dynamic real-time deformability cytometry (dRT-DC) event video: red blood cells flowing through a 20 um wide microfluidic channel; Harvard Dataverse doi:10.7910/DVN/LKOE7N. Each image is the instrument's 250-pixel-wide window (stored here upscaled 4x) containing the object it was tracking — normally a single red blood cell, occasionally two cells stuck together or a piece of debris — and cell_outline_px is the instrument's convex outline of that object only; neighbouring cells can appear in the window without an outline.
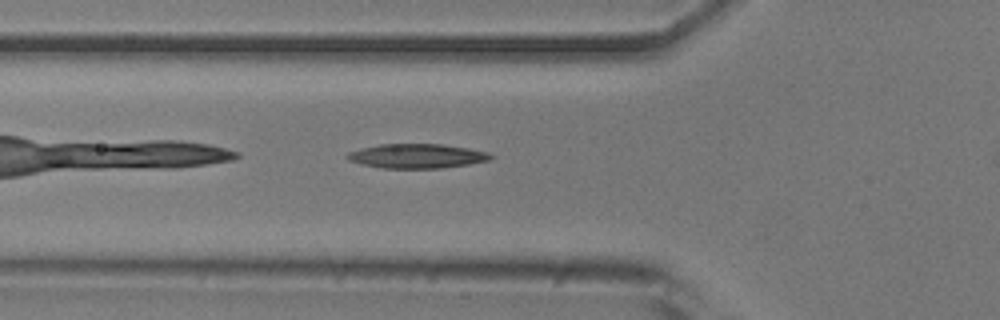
{"species": "common noctule bat (a hibernating species)", "species_latin": "Nyctalus noctula", "temperature_condition": "room temperature", "stored_images_in_passage": 38, "camera_frame_rate_fps": 3000, "um_per_image_px": 0.085, "animal": {"sex": "male", "body_mass_g": 20.5, "forearm_length_mm": 52.5}, "frame": {"image": 1, "passage_image": 10, "time_ms": 3.0, "image_size_px": [1000, 320], "cell_outline_px": [[496, 156], [488, 160], [468, 164], [440, 168], [380, 168], [360, 164], [348, 160], [344, 156], [348, 152], [360, 148], [380, 144], [444, 144], [468, 148], [488, 152]], "centroid_in_image_um": [35.4, 13.26], "position_along_channel_um": 90.4, "area_um2": 20.52}}
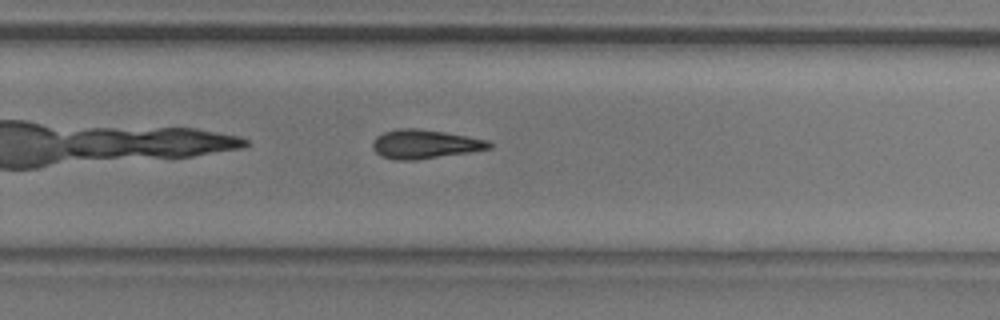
{"frame": {"image": 2, "passage_image": 26, "time_ms": 8.333, "image_size_px": [1000, 320], "cell_outline_px": [[492, 148], [468, 152], [416, 160], [392, 160], [380, 156], [372, 148], [372, 144], [376, 136], [384, 132], [396, 128], [420, 128], [468, 136], [488, 140], [492, 144]], "centroid_in_image_um": [36.07, 12.25], "position_along_channel_um": 293.7, "area_um2": 19.77}}
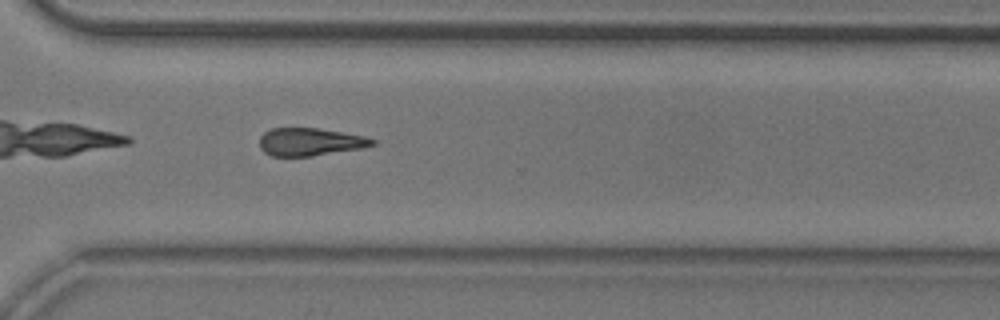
{"frame": {"image": 3, "passage_image": 30, "time_ms": 9.667, "image_size_px": [1000, 320], "cell_outline_px": [[376, 144], [360, 148], [312, 156], [272, 156], [264, 152], [260, 148], [260, 136], [264, 132], [272, 128], [320, 128], [364, 136], [376, 140]], "centroid_in_image_um": [26.34, 12.05], "position_along_channel_um": 344.3, "area_um2": 18.21}}